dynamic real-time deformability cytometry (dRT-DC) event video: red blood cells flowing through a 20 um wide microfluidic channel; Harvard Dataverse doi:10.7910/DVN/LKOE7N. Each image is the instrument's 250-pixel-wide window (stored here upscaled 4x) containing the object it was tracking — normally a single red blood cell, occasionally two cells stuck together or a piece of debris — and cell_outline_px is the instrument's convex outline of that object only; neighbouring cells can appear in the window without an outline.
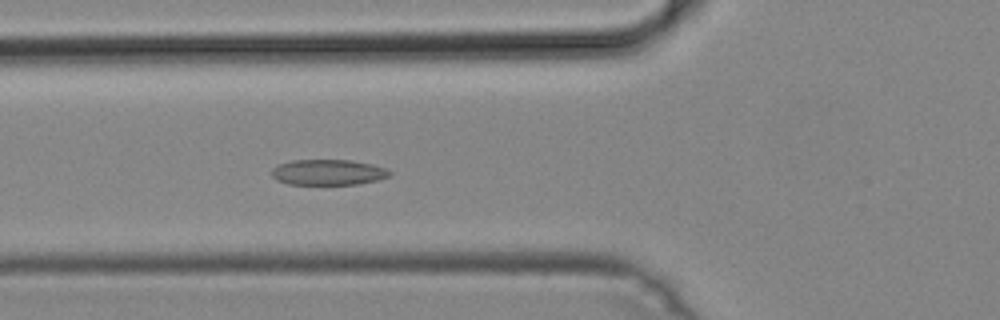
{"species": "common noctule bat (a hibernating species)", "species_latin": "Nyctalus noctula", "temperature_condition": "cold", "stored_images_in_passage": 40, "camera_frame_rate_fps": 3000, "um_per_image_px": 0.085, "animal": {"sex": "male", "body_mass_g": 19.2, "forearm_length_mm": 51.8}, "frame": {"image": 1, "passage_image": 8, "time_ms": 2.333, "image_size_px": [1000, 320], "cell_outline_px": [[392, 176], [376, 180], [356, 184], [288, 184], [276, 180], [272, 176], [272, 168], [276, 164], [292, 160], [352, 160], [372, 164], [384, 168], [392, 172]], "centroid_in_image_um": [27.87, 14.63], "position_along_channel_um": 97.9, "area_um2": 17.69}}
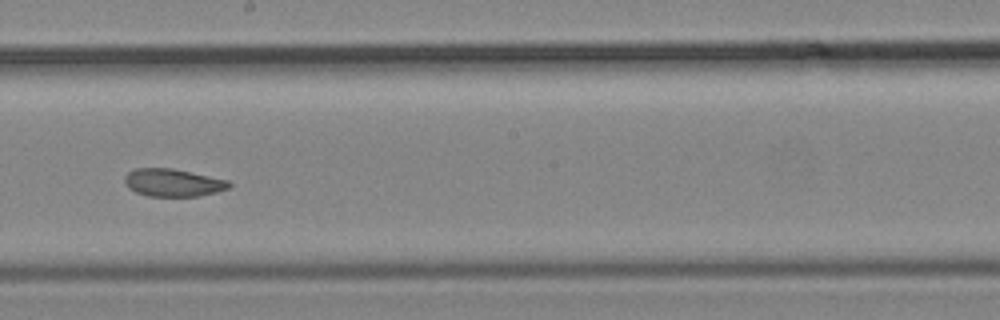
{"frame": {"image": 2, "passage_image": 18, "time_ms": 5.667, "image_size_px": [1000, 320], "cell_outline_px": [[232, 184], [228, 188], [216, 192], [196, 196], [148, 196], [136, 192], [128, 188], [124, 180], [124, 176], [128, 172], [136, 168], [172, 168], [228, 180]], "centroid_in_image_um": [14.68, 15.52], "position_along_channel_um": 233.5, "area_um2": 16.76}}
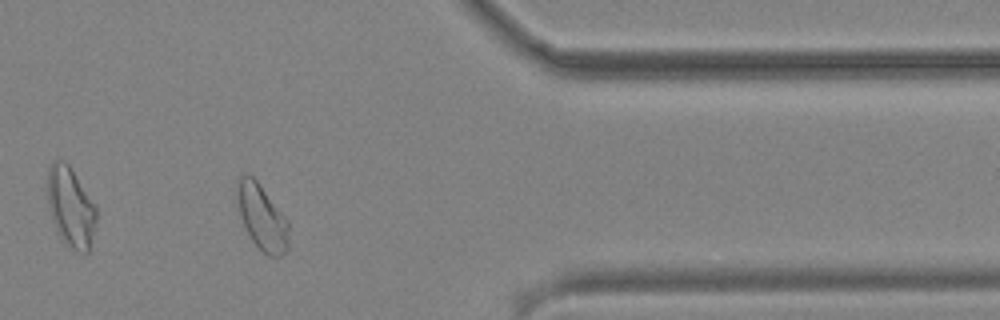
{"frame": {"image": 3, "passage_image": 31, "time_ms": 10.0, "image_size_px": [1000, 320], "cell_outline_px": [[288, 248], [280, 256], [268, 256], [252, 240], [240, 216], [236, 204], [236, 184], [240, 176], [244, 172], [248, 172], [260, 184], [288, 220]], "centroid_in_image_um": [22.24, 18.4], "position_along_channel_um": 389.2, "area_um2": 19.77}}